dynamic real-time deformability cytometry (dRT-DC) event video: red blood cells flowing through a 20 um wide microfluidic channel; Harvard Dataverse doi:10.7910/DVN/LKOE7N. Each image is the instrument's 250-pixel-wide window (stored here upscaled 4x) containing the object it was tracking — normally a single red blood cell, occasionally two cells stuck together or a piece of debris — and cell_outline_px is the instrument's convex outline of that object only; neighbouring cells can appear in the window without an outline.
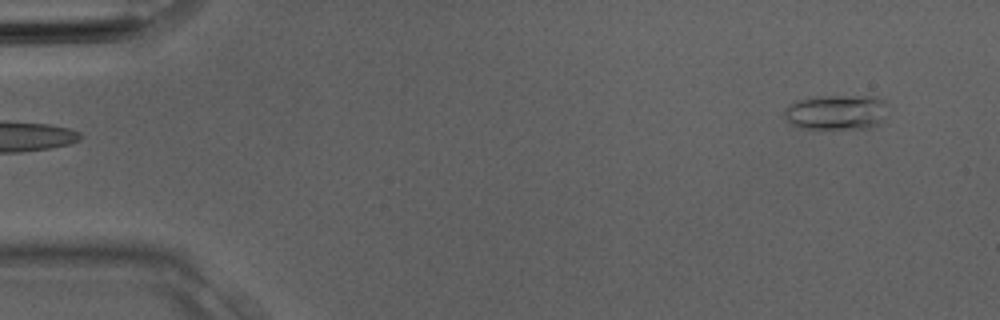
{"species": "Egyptian fruit bat (a non-hibernating species)", "species_latin": "Rousettus aegyptiacus", "temperature_condition": "room temperature", "stored_images_in_passage": 3, "camera_frame_rate_fps": 3000, "um_per_image_px": 0.085, "animal": {"sex": "male"}, "frame": {"image": 1, "passage_image": 3, "time_ms": 0.667, "image_size_px": [1000, 320], "cell_outline_px": [[888, 116], [872, 128], [796, 128], [784, 116], [784, 108], [796, 100], [816, 96], [876, 96], [884, 100]], "centroid_in_image_um": [71.11, 9.53], "position_along_channel_um": 13.9, "area_um2": 21.39}}